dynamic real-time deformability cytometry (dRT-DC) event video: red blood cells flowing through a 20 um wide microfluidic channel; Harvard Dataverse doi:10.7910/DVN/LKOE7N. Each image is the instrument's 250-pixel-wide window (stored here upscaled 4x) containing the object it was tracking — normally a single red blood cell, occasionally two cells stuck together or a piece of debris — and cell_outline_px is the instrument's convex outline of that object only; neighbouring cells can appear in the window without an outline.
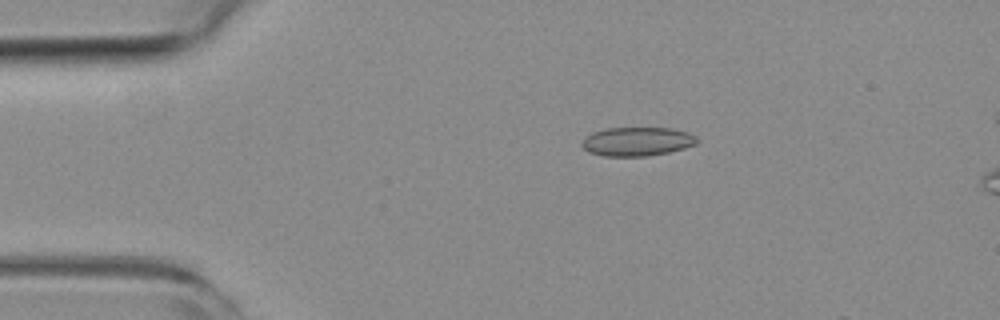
{"species": "common noctule bat (a hibernating species)", "species_latin": "Nyctalus noctula", "temperature_condition": "room temperature", "stored_images_in_passage": 14, "camera_frame_rate_fps": 3000, "um_per_image_px": 0.085, "animal": {"sex": "female", "body_mass_g": 19.3, "forearm_length_mm": 54.1}, "frame": {"image": 1, "passage_image": 10, "time_ms": 3.0, "image_size_px": [1000, 320], "cell_outline_px": [[696, 144], [684, 148], [668, 152], [648, 156], [604, 156], [588, 152], [580, 144], [592, 132], [604, 128], [672, 128], [688, 132], [696, 140]], "centroid_in_image_um": [54.12, 12.03], "position_along_channel_um": 30.9, "area_um2": 19.19}}